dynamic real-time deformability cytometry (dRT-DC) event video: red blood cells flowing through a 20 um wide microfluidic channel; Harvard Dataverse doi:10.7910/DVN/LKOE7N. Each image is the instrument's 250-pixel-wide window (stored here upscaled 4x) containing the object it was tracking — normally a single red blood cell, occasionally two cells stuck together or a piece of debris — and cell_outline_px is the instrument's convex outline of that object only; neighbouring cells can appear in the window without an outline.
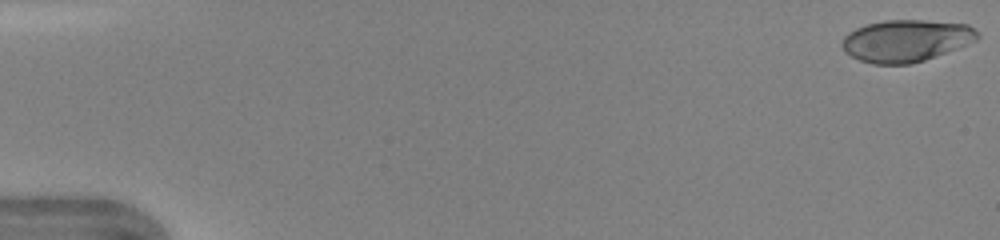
{"species": "human", "species_latin": "Homo sapiens", "temperature_condition": "warm", "stored_images_in_passage": 46, "camera_frame_rate_fps": 3000, "um_per_image_px": 0.085, "donor": {"sex": "female"}, "frame": {"image": 1, "passage_image": 1, "time_ms": 0.0, "image_size_px": [1000, 240], "cell_outline_px": [[980, 36], [976, 40], [956, 48], [924, 60], [908, 64], [872, 64], [860, 60], [844, 52], [840, 44], [844, 36], [848, 32], [856, 28], [868, 24], [884, 20], [924, 20], [968, 24]], "centroid_in_image_um": [76.96, 3.45], "position_along_channel_um": 8.0, "area_um2": 32.95}}
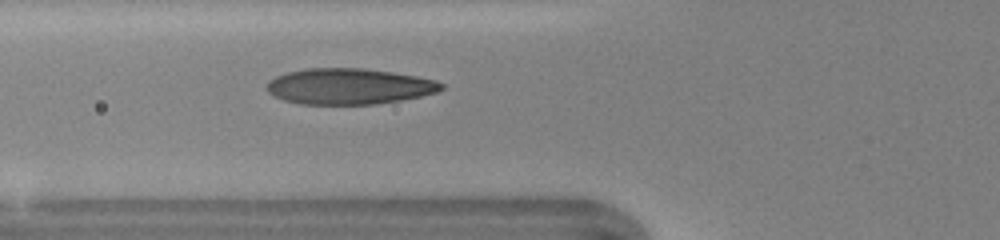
{"frame": {"image": 2, "passage_image": 18, "time_ms": 5.667, "image_size_px": [1000, 240], "cell_outline_px": [[444, 88], [436, 92], [420, 96], [400, 100], [376, 104], [300, 104], [284, 100], [272, 96], [268, 92], [268, 80], [276, 76], [288, 72], [308, 68], [364, 68], [392, 72], [416, 76], [436, 80], [444, 84]], "centroid_in_image_um": [29.66, 7.34], "position_along_channel_um": 96.1, "area_um2": 36.47}}
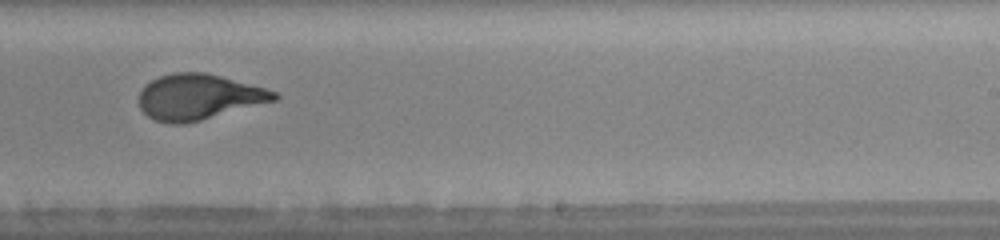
{"frame": {"image": 3, "passage_image": 30, "time_ms": 9.667, "image_size_px": [1000, 240], "cell_outline_px": [[280, 96], [276, 100], [200, 120], [184, 124], [168, 124], [156, 120], [148, 116], [140, 108], [140, 92], [152, 80], [160, 76], [172, 72], [204, 72], [220, 76], [264, 88], [276, 92]], "centroid_in_image_um": [16.87, 8.24], "position_along_channel_um": 272.1, "area_um2": 35.37}, "authors_computed_cell_mechanics": {"area_um2": 35.7782, "velocity_mm_per_s": 4.3927, "shape_relaxation_time_tau1_ms": 3.8696, "shape_relaxation_time_tau2_ms": 0.614, "deformation_change_tau1": 0.2086, "deformation_change_tau2": 0.063}}